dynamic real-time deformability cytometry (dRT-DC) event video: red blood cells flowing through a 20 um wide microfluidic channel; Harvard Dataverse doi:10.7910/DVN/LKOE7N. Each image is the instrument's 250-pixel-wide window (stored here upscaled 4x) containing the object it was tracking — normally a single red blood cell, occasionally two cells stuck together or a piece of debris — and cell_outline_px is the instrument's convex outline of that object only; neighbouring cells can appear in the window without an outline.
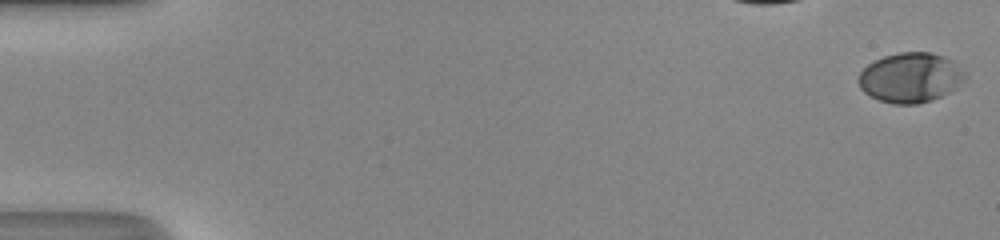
{"species": "human", "species_latin": "Homo sapiens", "temperature_condition": "room temperature", "stored_images_in_passage": 50, "camera_frame_rate_fps": 3000, "um_per_image_px": 0.085, "donor": {"sex": "male"}, "frame": {"image": 1, "passage_image": 1, "time_ms": 0.0, "image_size_px": [1000, 240], "cell_outline_px": [[968, 76], [948, 92], [932, 100], [916, 104], [892, 104], [880, 100], [864, 92], [860, 88], [856, 80], [860, 72], [868, 64], [884, 56], [900, 52], [928, 52], [944, 56], [952, 60], [968, 72]], "centroid_in_image_um": [77.39, 6.59], "position_along_channel_um": 7.6, "area_um2": 30.98}}
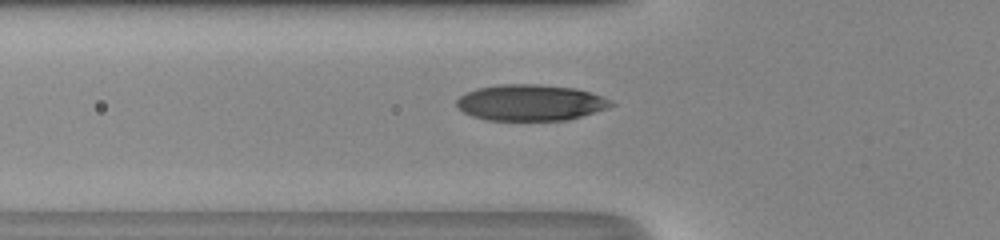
{"frame": {"image": 2, "passage_image": 19, "time_ms": 6.0, "image_size_px": [1000, 240], "cell_outline_px": [[616, 104], [608, 108], [568, 120], [488, 120], [472, 116], [464, 112], [456, 104], [456, 100], [460, 96], [476, 88], [500, 84], [536, 84], [576, 88], [592, 92], [612, 100]], "centroid_in_image_um": [45.13, 8.72], "position_along_channel_um": 80.7, "area_um2": 32.6}}
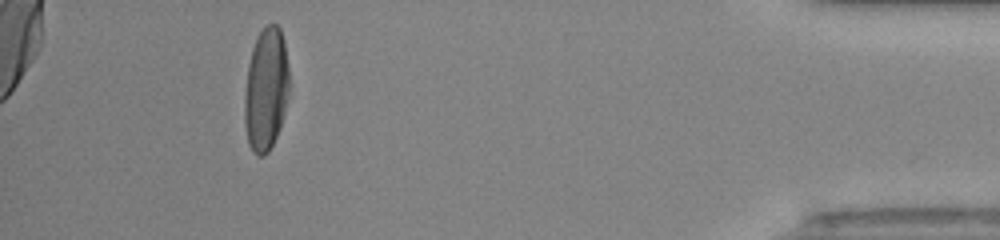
{"frame": {"image": 3, "passage_image": 46, "time_ms": 15.0, "image_size_px": [1000, 240], "cell_outline_px": [[288, 96], [284, 112], [276, 136], [268, 152], [264, 156], [256, 156], [252, 152], [248, 144], [244, 124], [244, 92], [248, 64], [252, 48], [256, 36], [268, 24], [276, 24], [280, 28], [284, 40], [288, 68]], "centroid_in_image_um": [22.58, 7.61], "position_along_channel_um": 412.6, "area_um2": 32.19}, "authors_computed_cell_mechanics": {"area_um2": 32.3102, "velocity_mm_per_s": 4.3379, "shape_relaxation_time_tau1_ms": 3.6434, "shape_relaxation_time_tau2_ms": null, "deformation_change_tau1": 0.2058, "deformation_change_tau2": null}}